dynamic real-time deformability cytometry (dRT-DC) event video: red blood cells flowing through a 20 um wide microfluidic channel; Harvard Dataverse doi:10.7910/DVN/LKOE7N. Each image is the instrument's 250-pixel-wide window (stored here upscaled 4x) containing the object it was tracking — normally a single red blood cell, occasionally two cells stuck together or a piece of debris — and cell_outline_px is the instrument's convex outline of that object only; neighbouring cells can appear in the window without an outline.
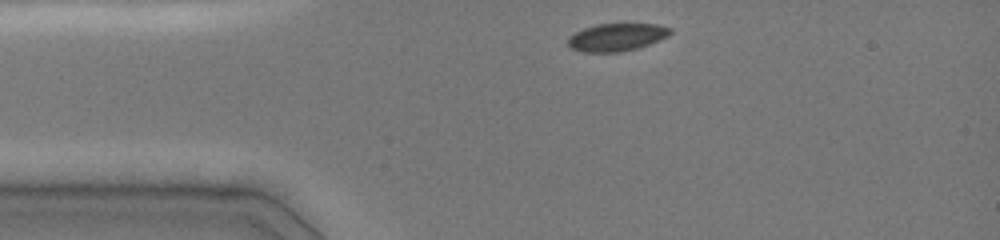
{"species": "common noctule bat (a hibernating species)", "species_latin": "Nyctalus noctula", "temperature_condition": "cold", "stored_images_in_passage": 33, "camera_frame_rate_fps": 3000, "um_per_image_px": 0.085, "animal": {"sex": "female", "body_mass_g": 19.0, "forearm_length_mm": 51.5}, "frame": {"image": 1, "passage_image": 1, "time_ms": 0.0, "image_size_px": [1000, 240], "cell_outline_px": [[672, 32], [668, 36], [660, 40], [636, 48], [620, 52], [580, 52], [568, 48], [568, 36], [584, 28], [596, 24], [656, 24], [672, 28]], "centroid_in_image_um": [52.39, 3.17], "position_along_channel_um": 32.6, "area_um2": 16.59}}
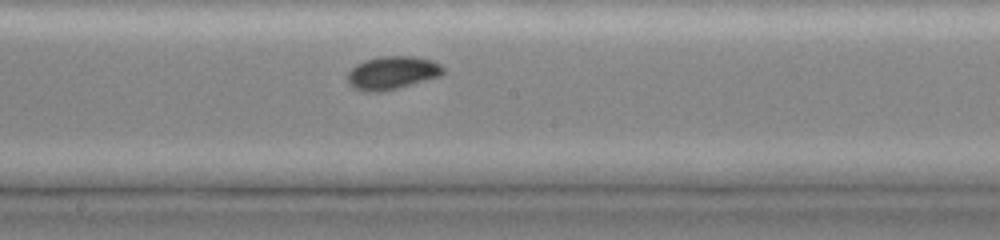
{"frame": {"image": 2, "passage_image": 17, "time_ms": 5.333, "image_size_px": [1000, 240], "cell_outline_px": [[444, 72], [440, 76], [396, 88], [380, 92], [364, 92], [348, 84], [348, 72], [356, 64], [364, 60], [384, 56], [416, 56], [432, 60], [440, 64], [444, 68]], "centroid_in_image_um": [33.33, 6.18], "position_along_channel_um": 214.9, "area_um2": 18.38}}
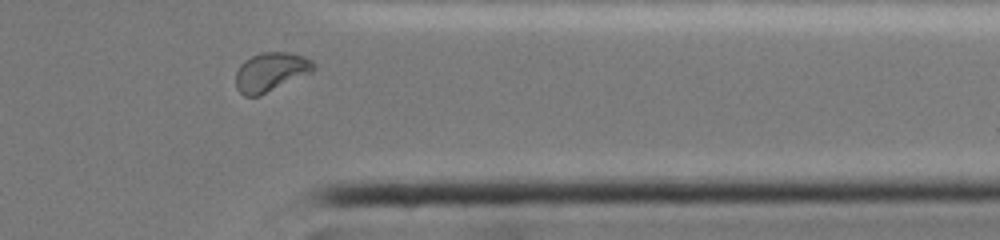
{"frame": {"image": 3, "passage_image": 30, "time_ms": 9.667, "image_size_px": [1000, 240], "cell_outline_px": [[316, 68], [312, 72], [260, 96], [244, 96], [236, 88], [236, 72], [240, 64], [244, 60], [260, 52], [288, 52], [304, 56], [312, 60], [316, 64]], "centroid_in_image_um": [23.02, 6.11], "position_along_channel_um": 388.4, "area_um2": 17.86}, "authors_computed_cell_mechanics": {"area_um2": 17.7446, "velocity_mm_per_s": 3.9929, "shape_relaxation_time_tau1_ms": 1.6857, "shape_relaxation_time_tau2_ms": null, "deformation_change_tau1": 0.0606, "deformation_change_tau2": null}}